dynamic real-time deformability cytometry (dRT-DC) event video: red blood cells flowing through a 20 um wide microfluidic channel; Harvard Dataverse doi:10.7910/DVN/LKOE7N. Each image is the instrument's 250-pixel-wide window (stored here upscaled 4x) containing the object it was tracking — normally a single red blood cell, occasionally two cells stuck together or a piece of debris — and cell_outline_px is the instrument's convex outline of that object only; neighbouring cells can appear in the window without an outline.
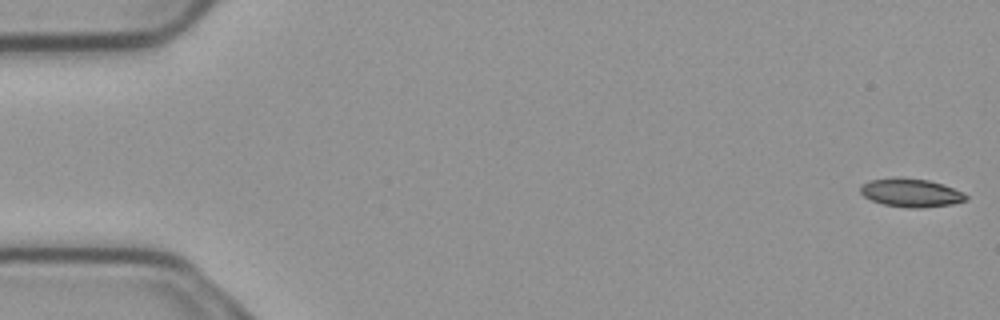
{"species": "common noctule bat (a hibernating species)", "species_latin": "Nyctalus noctula", "temperature_condition": "cold", "stored_images_in_passage": 55, "camera_frame_rate_fps": 3000, "um_per_image_px": 0.085, "animal": {"sex": "male", "body_mass_g": 23.1, "forearm_length_mm": 52.7}, "frame": {"image": 1, "passage_image": 1, "time_ms": 0.0, "image_size_px": [1000, 320], "cell_outline_px": [[968, 200], [952, 204], [920, 208], [908, 208], [884, 204], [872, 200], [864, 196], [860, 192], [860, 188], [868, 180], [928, 180], [944, 184], [964, 192], [968, 196]], "centroid_in_image_um": [77.52, 16.43], "position_along_channel_um": 7.5, "area_um2": 16.82}}
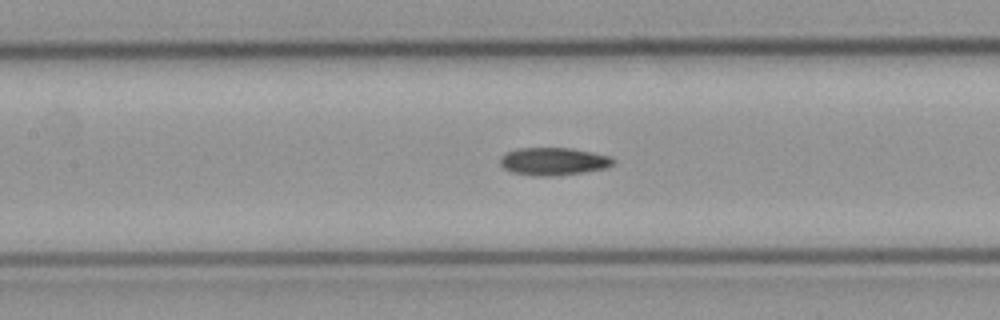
{"frame": {"image": 2, "passage_image": 25, "time_ms": 8.0, "image_size_px": [1000, 320], "cell_outline_px": [[616, 164], [608, 168], [584, 172], [556, 176], [536, 176], [512, 172], [504, 168], [500, 164], [500, 156], [504, 152], [516, 148], [572, 148], [592, 152], [608, 156], [616, 160]], "centroid_in_image_um": [47.05, 13.72], "position_along_channel_um": 160.3, "area_um2": 18.55}}
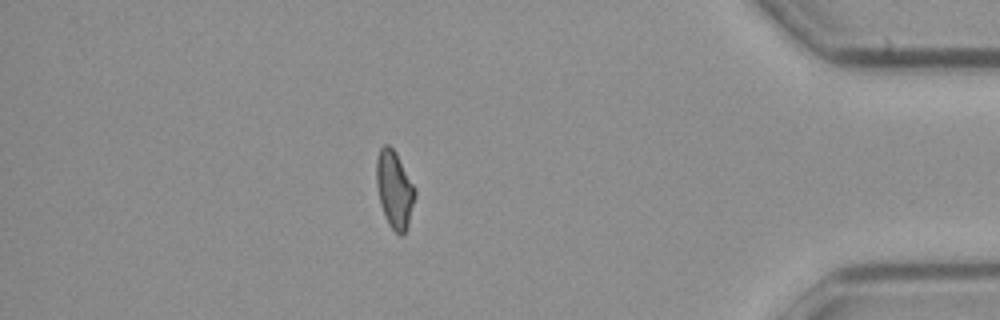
{"frame": {"image": 3, "passage_image": 48, "time_ms": 15.667, "image_size_px": [1000, 320], "cell_outline_px": [[416, 196], [408, 224], [404, 236], [400, 236], [388, 224], [384, 216], [380, 204], [376, 184], [376, 160], [380, 148], [384, 144], [388, 144], [396, 152], [416, 188]], "centroid_in_image_um": [33.53, 16.11], "position_along_channel_um": 401.7, "area_um2": 17.63}, "authors_computed_cell_mechanics": {"area_um2": 17.6868, "velocity_mm_per_s": 3.7257, "shape_relaxation_time_tau1_ms": null, "shape_relaxation_time_tau2_ms": 6.1695, "deformation_change_tau1": null, "deformation_change_tau2": 0.136}}